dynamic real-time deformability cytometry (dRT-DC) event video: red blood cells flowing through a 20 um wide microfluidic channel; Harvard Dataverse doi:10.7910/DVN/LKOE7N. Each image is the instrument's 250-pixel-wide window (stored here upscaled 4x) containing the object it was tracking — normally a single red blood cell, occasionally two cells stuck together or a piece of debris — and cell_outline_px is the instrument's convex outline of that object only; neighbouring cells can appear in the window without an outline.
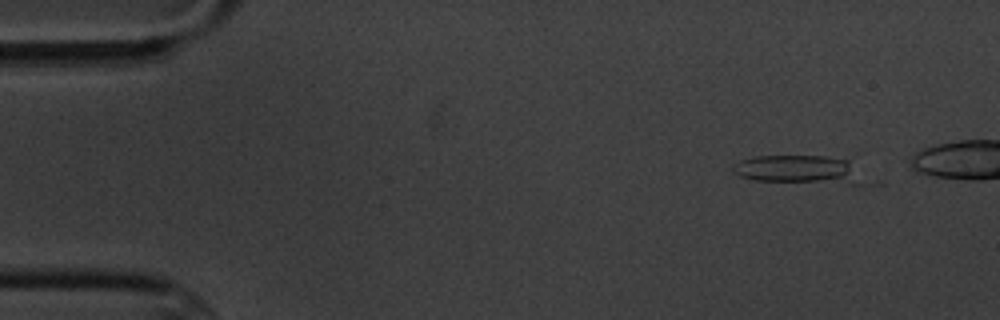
{"species": "common noctule bat (a hibernating species)", "species_latin": "Nyctalus noctula", "temperature_condition": "cold", "stored_images_in_passage": 6, "camera_frame_rate_fps": 3000, "um_per_image_px": 0.085, "animal": {"sex": "male", "body_mass_g": 20.1, "forearm_length_mm": 53.5}, "frame": {"image": 1, "passage_image": 2, "time_ms": 1.333, "image_size_px": [1000, 320], "cell_outline_px": [[860, 184], [848, 184], [756, 180], [740, 176], [732, 172], [732, 168], [740, 160], [756, 156], [828, 156], [848, 160]], "centroid_in_image_um": [67.76, 14.4], "position_along_channel_um": 17.2, "area_um2": 20.92}}